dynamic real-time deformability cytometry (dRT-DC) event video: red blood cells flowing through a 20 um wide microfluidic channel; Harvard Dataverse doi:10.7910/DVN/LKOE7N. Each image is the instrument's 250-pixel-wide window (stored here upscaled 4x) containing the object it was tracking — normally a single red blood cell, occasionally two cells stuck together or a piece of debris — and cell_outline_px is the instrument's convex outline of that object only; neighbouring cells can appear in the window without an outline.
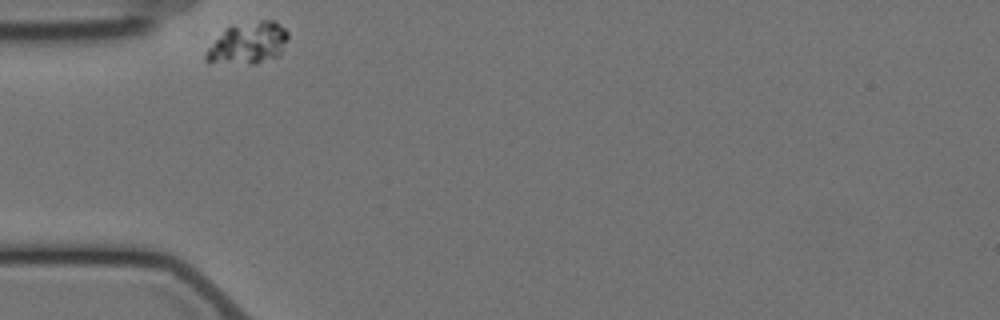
{"species": "Egyptian fruit bat (a non-hibernating species)", "species_latin": "Rousettus aegyptiacus", "temperature_condition": "cold", "stored_images_in_passage": 1, "camera_frame_rate_fps": 3000, "um_per_image_px": 0.085, "animal": {"sex": "female"}, "frame": {"image": 1, "passage_image": 1, "time_ms": 0.0, "image_size_px": [1000, 320], "cell_outline_px": [[288, 36], [280, 52], [276, 56], [252, 64], [208, 64], [204, 60], [204, 52], [224, 28], [232, 24], [260, 20], [276, 20], [288, 32]], "centroid_in_image_um": [20.99, 3.66], "position_along_channel_um": 64.0, "area_um2": 20.35}}